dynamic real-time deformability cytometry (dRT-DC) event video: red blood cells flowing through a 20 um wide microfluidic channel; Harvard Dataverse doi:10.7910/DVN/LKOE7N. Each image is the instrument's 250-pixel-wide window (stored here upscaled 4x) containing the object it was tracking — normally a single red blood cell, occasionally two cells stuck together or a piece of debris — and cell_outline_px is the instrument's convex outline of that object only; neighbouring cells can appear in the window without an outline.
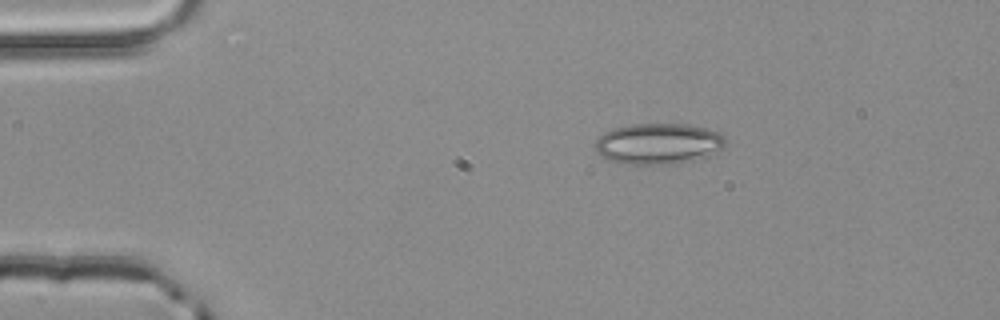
{"species": "common noctule bat (a hibernating species)", "species_latin": "Nyctalus noctula", "temperature_condition": "room temperature", "stored_images_in_passage": 3, "camera_frame_rate_fps": 3000, "um_per_image_px": 0.085, "animal": {"sex": "male", "body_mass_g": 20.4}, "frame": {"image": 1, "passage_image": 1, "time_ms": 0.0, "image_size_px": [1000, 320], "cell_outline_px": [[728, 140], [724, 148], [708, 156], [676, 164], [620, 164], [608, 160], [596, 148], [596, 140], [604, 132], [612, 128], [632, 124], [688, 124], [704, 128], [716, 132], [724, 136]], "centroid_in_image_um": [55.99, 12.22], "position_along_channel_um": 29.0, "area_um2": 31.15}}